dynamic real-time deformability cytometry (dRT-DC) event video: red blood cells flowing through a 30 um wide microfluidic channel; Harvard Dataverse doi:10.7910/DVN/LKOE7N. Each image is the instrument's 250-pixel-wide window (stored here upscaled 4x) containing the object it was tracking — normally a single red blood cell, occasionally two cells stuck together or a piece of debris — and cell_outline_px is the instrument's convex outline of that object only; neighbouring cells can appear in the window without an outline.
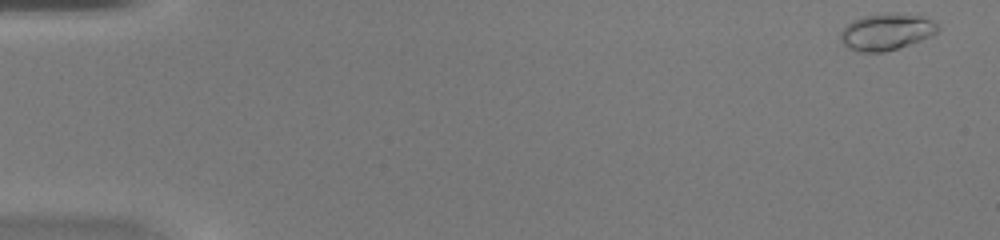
{"species": "common noctule bat (a hibernating species)", "species_latin": "Nyctalus noctula", "temperature_condition": "warm", "stored_images_in_passage": 12, "camera_frame_rate_fps": 3000, "um_per_image_px": 0.085, "animal": {"sex": "female", "body_mass_g": 20.0, "forearm_length_mm": 54.0}, "frame": {"image": 1, "passage_image": 1, "time_ms": 0.0, "image_size_px": [1000, 240], "cell_outline_px": [[940, 28], [932, 36], [884, 52], [860, 52], [848, 48], [840, 40], [840, 32], [852, 20], [864, 16], [888, 12], [920, 16], [932, 20]], "centroid_in_image_um": [75.32, 2.7], "position_along_channel_um": 9.7, "area_um2": 20.58}}